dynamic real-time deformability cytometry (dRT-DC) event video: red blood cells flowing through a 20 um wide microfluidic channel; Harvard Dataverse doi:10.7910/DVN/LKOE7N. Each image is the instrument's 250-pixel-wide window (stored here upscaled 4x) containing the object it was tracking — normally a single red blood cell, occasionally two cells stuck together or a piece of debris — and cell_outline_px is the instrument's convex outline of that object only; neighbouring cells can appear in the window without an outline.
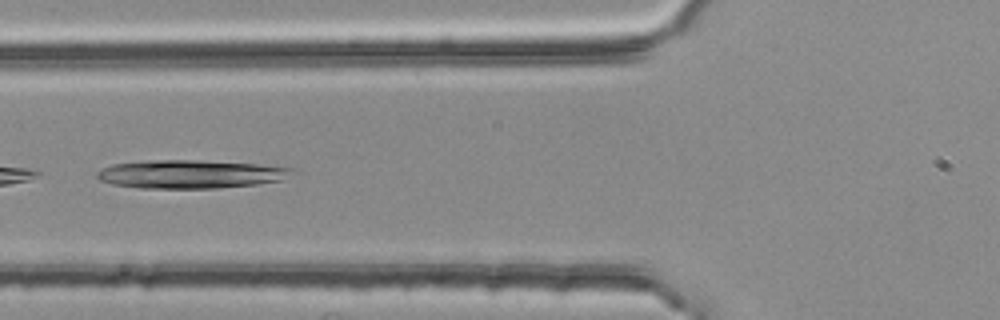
{"species": "common noctule bat (a hibernating species)", "species_latin": "Nyctalus noctula", "temperature_condition": "room temperature", "stored_images_in_passage": 11, "camera_frame_rate_fps": 3000, "um_per_image_px": 0.085, "animal": {"sex": "female", "body_mass_g": 25.1}, "frame": {"image": 1, "passage_image": 4, "time_ms": 1.0, "image_size_px": [1000, 320], "cell_outline_px": [[296, 168], [280, 180], [256, 184], [216, 188], [140, 188], [112, 184], [100, 180], [96, 176], [96, 172], [112, 164], [148, 160], [200, 160], [260, 164]], "centroid_in_image_um": [16.15, 14.79], "position_along_channel_um": 109.7, "area_um2": 32.14}}